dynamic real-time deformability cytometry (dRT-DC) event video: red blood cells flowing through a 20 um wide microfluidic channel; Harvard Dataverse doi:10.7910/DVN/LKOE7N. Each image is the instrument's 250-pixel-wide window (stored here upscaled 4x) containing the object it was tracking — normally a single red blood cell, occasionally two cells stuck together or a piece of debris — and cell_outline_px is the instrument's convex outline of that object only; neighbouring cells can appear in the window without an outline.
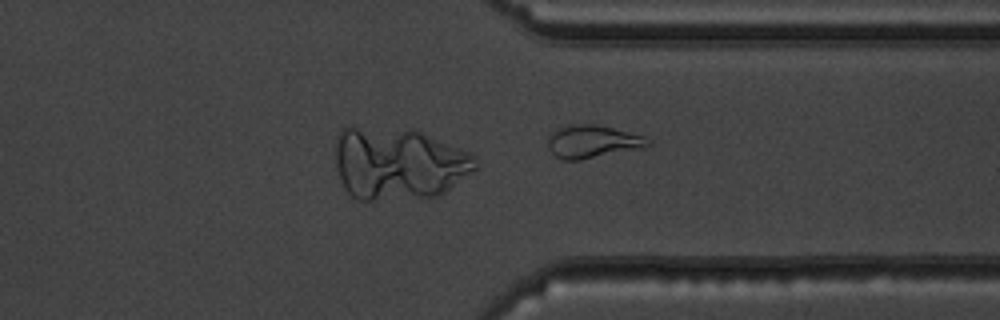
{"species": "common noctule bat (a hibernating species)", "species_latin": "Nyctalus noctula", "temperature_condition": "warm", "stored_images_in_passage": 41, "camera_frame_rate_fps": 3000, "um_per_image_px": 0.085, "animal": {"sex": "male", "body_mass_g": 19.5, "forearm_length_mm": 54.6}, "frame": {"image": 1, "passage_image": 41, "time_ms": 13.333, "image_size_px": [1000, 320], "cell_outline_px": [[652, 144], [644, 148], [580, 160], [560, 160], [548, 148], [548, 136], [556, 128], [572, 124], [596, 124], [644, 136]], "centroid_in_image_um": [50.34, 12.04], "position_along_channel_um": 361.1, "area_um2": 19.25}}